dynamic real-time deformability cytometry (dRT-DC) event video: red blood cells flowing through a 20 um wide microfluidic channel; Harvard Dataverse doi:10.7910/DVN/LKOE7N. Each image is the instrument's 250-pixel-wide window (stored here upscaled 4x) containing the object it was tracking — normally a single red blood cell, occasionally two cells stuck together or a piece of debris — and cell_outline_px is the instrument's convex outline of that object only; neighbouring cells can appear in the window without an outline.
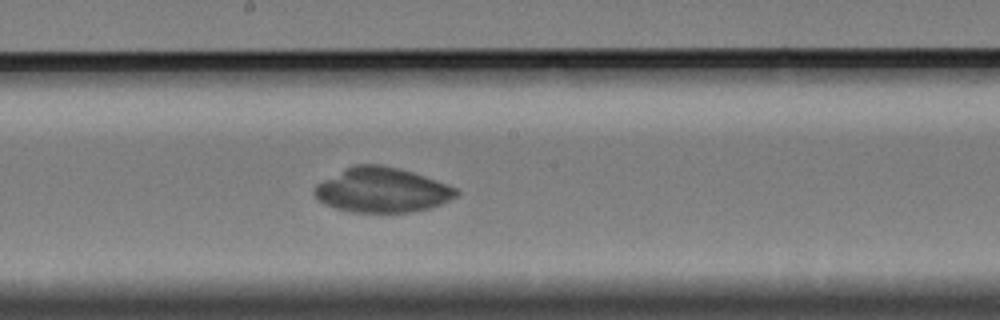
{"species": "Egyptian fruit bat (a non-hibernating species)", "species_latin": "Rousettus aegyptiacus", "temperature_condition": "cold", "stored_images_in_passage": 43, "camera_frame_rate_fps": 3000, "um_per_image_px": 0.085, "animal": {"sex": "female"}, "frame": {"image": 1, "passage_image": 26, "time_ms": 8.333, "image_size_px": [1000, 320], "cell_outline_px": [[460, 192], [456, 196], [440, 204], [428, 208], [412, 212], [352, 212], [336, 208], [324, 204], [312, 192], [316, 184], [352, 164], [380, 164], [400, 168], [424, 176], [456, 188]], "centroid_in_image_um": [32.44, 16.15], "position_along_channel_um": 215.8, "area_um2": 36.82}}
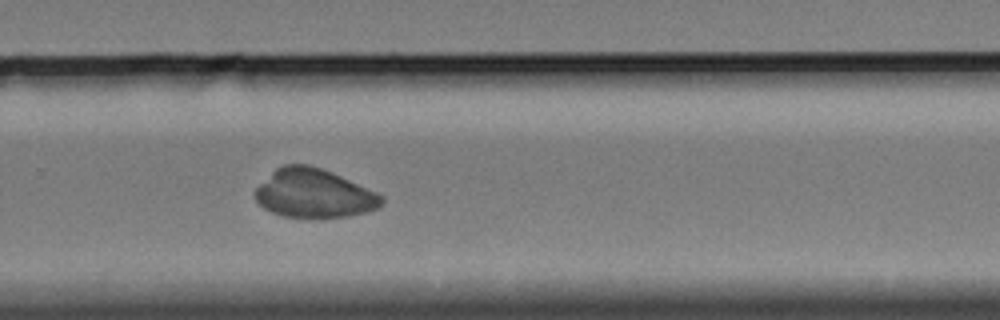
{"frame": {"image": 2, "passage_image": 34, "time_ms": 11.0, "image_size_px": [1000, 320], "cell_outline_px": [[384, 204], [380, 208], [368, 212], [348, 216], [320, 220], [284, 216], [272, 212], [264, 208], [256, 200], [256, 188], [276, 168], [284, 164], [308, 164], [332, 172], [376, 192], [384, 196]], "centroid_in_image_um": [26.74, 16.48], "position_along_channel_um": 303.1, "area_um2": 36.41}}
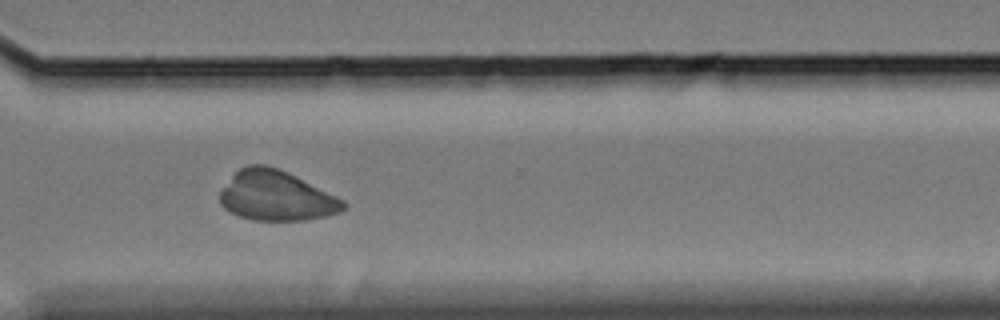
{"frame": {"image": 3, "passage_image": 38, "time_ms": 12.333, "image_size_px": [1000, 320], "cell_outline_px": [[348, 204], [340, 212], [324, 216], [304, 220], [252, 220], [228, 212], [220, 204], [220, 192], [232, 176], [240, 168], [248, 164], [268, 164], [280, 168], [344, 200]], "centroid_in_image_um": [23.46, 16.63], "position_along_channel_um": 347.1, "area_um2": 35.89}}